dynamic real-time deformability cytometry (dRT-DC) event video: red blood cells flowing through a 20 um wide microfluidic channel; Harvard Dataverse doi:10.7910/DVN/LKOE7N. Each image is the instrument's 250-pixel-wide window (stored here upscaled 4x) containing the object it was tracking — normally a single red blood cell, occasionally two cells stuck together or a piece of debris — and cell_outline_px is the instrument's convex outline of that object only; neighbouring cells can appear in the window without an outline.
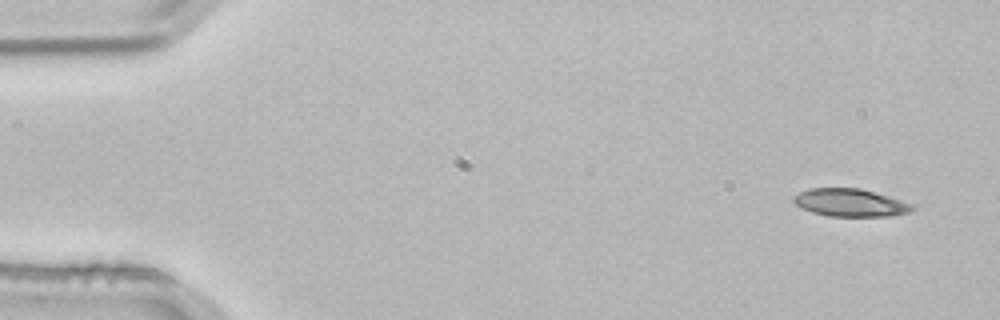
{"species": "common noctule bat (a hibernating species)", "species_latin": "Nyctalus noctula", "temperature_condition": "room temperature", "stored_images_in_passage": 3, "camera_frame_rate_fps": 3000, "um_per_image_px": 0.085, "animal": {"sex": "male", "body_mass_g": 21.5, "forearm_length_mm": 52.0}, "frame": {"image": 1, "passage_image": 1, "time_ms": 0.0, "image_size_px": [1000, 320], "cell_outline_px": [[916, 208], [908, 212], [888, 216], [828, 216], [812, 212], [800, 208], [792, 200], [792, 196], [808, 188], [860, 188], [888, 196], [912, 204]], "centroid_in_image_um": [72.22, 17.22], "position_along_channel_um": 12.8, "area_um2": 19.13}}